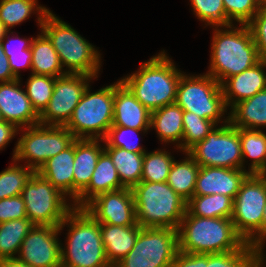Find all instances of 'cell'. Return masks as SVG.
<instances>
[{"label": "cell", "instance_id": "1", "mask_svg": "<svg viewBox=\"0 0 266 267\" xmlns=\"http://www.w3.org/2000/svg\"><path fill=\"white\" fill-rule=\"evenodd\" d=\"M70 228L61 246V267H112L106 257L100 223L84 208L73 207L59 225Z\"/></svg>", "mask_w": 266, "mask_h": 267}, {"label": "cell", "instance_id": "2", "mask_svg": "<svg viewBox=\"0 0 266 267\" xmlns=\"http://www.w3.org/2000/svg\"><path fill=\"white\" fill-rule=\"evenodd\" d=\"M182 74L163 50L148 62L142 63L138 71L122 78L121 81L137 100L152 112L175 103L177 86Z\"/></svg>", "mask_w": 266, "mask_h": 267}, {"label": "cell", "instance_id": "3", "mask_svg": "<svg viewBox=\"0 0 266 267\" xmlns=\"http://www.w3.org/2000/svg\"><path fill=\"white\" fill-rule=\"evenodd\" d=\"M239 26L241 27H234L233 24L227 27L220 26V30L218 27L214 29L211 62L206 73L220 84L261 60L248 25Z\"/></svg>", "mask_w": 266, "mask_h": 267}, {"label": "cell", "instance_id": "4", "mask_svg": "<svg viewBox=\"0 0 266 267\" xmlns=\"http://www.w3.org/2000/svg\"><path fill=\"white\" fill-rule=\"evenodd\" d=\"M179 251L213 254L240 249L246 242L231 218L184 215L178 228Z\"/></svg>", "mask_w": 266, "mask_h": 267}, {"label": "cell", "instance_id": "5", "mask_svg": "<svg viewBox=\"0 0 266 267\" xmlns=\"http://www.w3.org/2000/svg\"><path fill=\"white\" fill-rule=\"evenodd\" d=\"M132 192L136 221L140 227L178 230L187 202L167 182L140 181Z\"/></svg>", "mask_w": 266, "mask_h": 267}, {"label": "cell", "instance_id": "6", "mask_svg": "<svg viewBox=\"0 0 266 267\" xmlns=\"http://www.w3.org/2000/svg\"><path fill=\"white\" fill-rule=\"evenodd\" d=\"M40 30L51 41L62 67L68 68L67 73L98 78L101 66L100 52L69 24L49 11Z\"/></svg>", "mask_w": 266, "mask_h": 267}, {"label": "cell", "instance_id": "7", "mask_svg": "<svg viewBox=\"0 0 266 267\" xmlns=\"http://www.w3.org/2000/svg\"><path fill=\"white\" fill-rule=\"evenodd\" d=\"M115 82L91 93L88 85L65 127L76 139H103L113 125Z\"/></svg>", "mask_w": 266, "mask_h": 267}, {"label": "cell", "instance_id": "8", "mask_svg": "<svg viewBox=\"0 0 266 267\" xmlns=\"http://www.w3.org/2000/svg\"><path fill=\"white\" fill-rule=\"evenodd\" d=\"M266 205V175L250 174L233 202L231 220L245 242L263 244V212Z\"/></svg>", "mask_w": 266, "mask_h": 267}, {"label": "cell", "instance_id": "9", "mask_svg": "<svg viewBox=\"0 0 266 267\" xmlns=\"http://www.w3.org/2000/svg\"><path fill=\"white\" fill-rule=\"evenodd\" d=\"M13 150V160L27 162L35 172L50 158L68 148L76 139L65 126L41 125L22 128Z\"/></svg>", "mask_w": 266, "mask_h": 267}, {"label": "cell", "instance_id": "10", "mask_svg": "<svg viewBox=\"0 0 266 267\" xmlns=\"http://www.w3.org/2000/svg\"><path fill=\"white\" fill-rule=\"evenodd\" d=\"M175 103L183 111L212 120L217 125L227 112L221 84L207 73L200 76L182 74Z\"/></svg>", "mask_w": 266, "mask_h": 267}, {"label": "cell", "instance_id": "11", "mask_svg": "<svg viewBox=\"0 0 266 267\" xmlns=\"http://www.w3.org/2000/svg\"><path fill=\"white\" fill-rule=\"evenodd\" d=\"M178 252V230L141 227L131 251L113 267H171Z\"/></svg>", "mask_w": 266, "mask_h": 267}, {"label": "cell", "instance_id": "12", "mask_svg": "<svg viewBox=\"0 0 266 267\" xmlns=\"http://www.w3.org/2000/svg\"><path fill=\"white\" fill-rule=\"evenodd\" d=\"M21 196L27 218L34 225L59 227L73 208L72 203H67L69 199L38 172L27 181Z\"/></svg>", "mask_w": 266, "mask_h": 267}, {"label": "cell", "instance_id": "13", "mask_svg": "<svg viewBox=\"0 0 266 267\" xmlns=\"http://www.w3.org/2000/svg\"><path fill=\"white\" fill-rule=\"evenodd\" d=\"M222 123L223 126L213 128L204 140L187 153L199 166L243 170L239 128L230 123L229 116Z\"/></svg>", "mask_w": 266, "mask_h": 267}, {"label": "cell", "instance_id": "14", "mask_svg": "<svg viewBox=\"0 0 266 267\" xmlns=\"http://www.w3.org/2000/svg\"><path fill=\"white\" fill-rule=\"evenodd\" d=\"M92 79L95 77L70 73L57 77L52 97L39 115V124L65 126Z\"/></svg>", "mask_w": 266, "mask_h": 267}, {"label": "cell", "instance_id": "15", "mask_svg": "<svg viewBox=\"0 0 266 267\" xmlns=\"http://www.w3.org/2000/svg\"><path fill=\"white\" fill-rule=\"evenodd\" d=\"M58 226L34 225L22 241L18 259L32 267H61Z\"/></svg>", "mask_w": 266, "mask_h": 267}, {"label": "cell", "instance_id": "16", "mask_svg": "<svg viewBox=\"0 0 266 267\" xmlns=\"http://www.w3.org/2000/svg\"><path fill=\"white\" fill-rule=\"evenodd\" d=\"M84 209L100 224L133 226L137 223L131 188L100 194L92 199Z\"/></svg>", "mask_w": 266, "mask_h": 267}, {"label": "cell", "instance_id": "17", "mask_svg": "<svg viewBox=\"0 0 266 267\" xmlns=\"http://www.w3.org/2000/svg\"><path fill=\"white\" fill-rule=\"evenodd\" d=\"M20 79L0 82V113L4 121L13 123L19 130L39 124V114L33 108Z\"/></svg>", "mask_w": 266, "mask_h": 267}, {"label": "cell", "instance_id": "18", "mask_svg": "<svg viewBox=\"0 0 266 267\" xmlns=\"http://www.w3.org/2000/svg\"><path fill=\"white\" fill-rule=\"evenodd\" d=\"M249 175L247 170L200 166L194 195L223 194L234 200Z\"/></svg>", "mask_w": 266, "mask_h": 267}, {"label": "cell", "instance_id": "19", "mask_svg": "<svg viewBox=\"0 0 266 267\" xmlns=\"http://www.w3.org/2000/svg\"><path fill=\"white\" fill-rule=\"evenodd\" d=\"M266 60L245 71L227 78L222 84V92L226 107H233L238 102L253 97L266 89Z\"/></svg>", "mask_w": 266, "mask_h": 267}, {"label": "cell", "instance_id": "20", "mask_svg": "<svg viewBox=\"0 0 266 267\" xmlns=\"http://www.w3.org/2000/svg\"><path fill=\"white\" fill-rule=\"evenodd\" d=\"M151 112L121 81L115 83L113 125L136 130L150 129Z\"/></svg>", "mask_w": 266, "mask_h": 267}, {"label": "cell", "instance_id": "21", "mask_svg": "<svg viewBox=\"0 0 266 267\" xmlns=\"http://www.w3.org/2000/svg\"><path fill=\"white\" fill-rule=\"evenodd\" d=\"M103 139H75L73 165V202L89 185L98 158L104 151Z\"/></svg>", "mask_w": 266, "mask_h": 267}, {"label": "cell", "instance_id": "22", "mask_svg": "<svg viewBox=\"0 0 266 267\" xmlns=\"http://www.w3.org/2000/svg\"><path fill=\"white\" fill-rule=\"evenodd\" d=\"M125 188L118 177L110 155L104 150L98 158L89 185L73 202V207L84 208L96 196Z\"/></svg>", "mask_w": 266, "mask_h": 267}, {"label": "cell", "instance_id": "23", "mask_svg": "<svg viewBox=\"0 0 266 267\" xmlns=\"http://www.w3.org/2000/svg\"><path fill=\"white\" fill-rule=\"evenodd\" d=\"M74 142L48 159L37 171L66 197L73 201Z\"/></svg>", "mask_w": 266, "mask_h": 267}, {"label": "cell", "instance_id": "24", "mask_svg": "<svg viewBox=\"0 0 266 267\" xmlns=\"http://www.w3.org/2000/svg\"><path fill=\"white\" fill-rule=\"evenodd\" d=\"M101 238L106 257L113 267L123 259L133 248L141 227L100 224Z\"/></svg>", "mask_w": 266, "mask_h": 267}, {"label": "cell", "instance_id": "25", "mask_svg": "<svg viewBox=\"0 0 266 267\" xmlns=\"http://www.w3.org/2000/svg\"><path fill=\"white\" fill-rule=\"evenodd\" d=\"M229 121L236 128L260 130L266 127V89L230 108Z\"/></svg>", "mask_w": 266, "mask_h": 267}, {"label": "cell", "instance_id": "26", "mask_svg": "<svg viewBox=\"0 0 266 267\" xmlns=\"http://www.w3.org/2000/svg\"><path fill=\"white\" fill-rule=\"evenodd\" d=\"M183 113L184 111L176 103L151 112L150 128L156 130L162 142H177V149L182 144Z\"/></svg>", "mask_w": 266, "mask_h": 267}, {"label": "cell", "instance_id": "27", "mask_svg": "<svg viewBox=\"0 0 266 267\" xmlns=\"http://www.w3.org/2000/svg\"><path fill=\"white\" fill-rule=\"evenodd\" d=\"M31 51V71L33 74L56 78L67 74L51 41L42 31L33 39Z\"/></svg>", "mask_w": 266, "mask_h": 267}, {"label": "cell", "instance_id": "28", "mask_svg": "<svg viewBox=\"0 0 266 267\" xmlns=\"http://www.w3.org/2000/svg\"><path fill=\"white\" fill-rule=\"evenodd\" d=\"M116 167L121 184L133 188L141 181L144 153H134L123 148L104 147Z\"/></svg>", "mask_w": 266, "mask_h": 267}, {"label": "cell", "instance_id": "29", "mask_svg": "<svg viewBox=\"0 0 266 267\" xmlns=\"http://www.w3.org/2000/svg\"><path fill=\"white\" fill-rule=\"evenodd\" d=\"M184 160L173 161L167 183L186 202L194 196L199 164L188 154Z\"/></svg>", "mask_w": 266, "mask_h": 267}, {"label": "cell", "instance_id": "30", "mask_svg": "<svg viewBox=\"0 0 266 267\" xmlns=\"http://www.w3.org/2000/svg\"><path fill=\"white\" fill-rule=\"evenodd\" d=\"M234 200L223 194L194 195L186 204L185 215L231 218Z\"/></svg>", "mask_w": 266, "mask_h": 267}, {"label": "cell", "instance_id": "31", "mask_svg": "<svg viewBox=\"0 0 266 267\" xmlns=\"http://www.w3.org/2000/svg\"><path fill=\"white\" fill-rule=\"evenodd\" d=\"M239 136L243 157V170L245 158H251L250 174L266 175V134L262 130L240 128Z\"/></svg>", "mask_w": 266, "mask_h": 267}, {"label": "cell", "instance_id": "32", "mask_svg": "<svg viewBox=\"0 0 266 267\" xmlns=\"http://www.w3.org/2000/svg\"><path fill=\"white\" fill-rule=\"evenodd\" d=\"M34 11L38 13L37 21L41 28L50 10L37 5V0H0V20L8 30L25 21Z\"/></svg>", "mask_w": 266, "mask_h": 267}, {"label": "cell", "instance_id": "33", "mask_svg": "<svg viewBox=\"0 0 266 267\" xmlns=\"http://www.w3.org/2000/svg\"><path fill=\"white\" fill-rule=\"evenodd\" d=\"M33 226L28 218L0 223V260L15 258L14 255L18 254L23 239Z\"/></svg>", "mask_w": 266, "mask_h": 267}, {"label": "cell", "instance_id": "34", "mask_svg": "<svg viewBox=\"0 0 266 267\" xmlns=\"http://www.w3.org/2000/svg\"><path fill=\"white\" fill-rule=\"evenodd\" d=\"M207 267H259V247L246 242L238 250L207 254Z\"/></svg>", "mask_w": 266, "mask_h": 267}, {"label": "cell", "instance_id": "35", "mask_svg": "<svg viewBox=\"0 0 266 267\" xmlns=\"http://www.w3.org/2000/svg\"><path fill=\"white\" fill-rule=\"evenodd\" d=\"M183 138L179 147L187 153L193 146L205 139V137L217 126L212 120L199 117L192 112L183 113Z\"/></svg>", "mask_w": 266, "mask_h": 267}, {"label": "cell", "instance_id": "36", "mask_svg": "<svg viewBox=\"0 0 266 267\" xmlns=\"http://www.w3.org/2000/svg\"><path fill=\"white\" fill-rule=\"evenodd\" d=\"M174 157L170 153L160 150L145 152L142 165L141 181L167 182Z\"/></svg>", "mask_w": 266, "mask_h": 267}, {"label": "cell", "instance_id": "37", "mask_svg": "<svg viewBox=\"0 0 266 267\" xmlns=\"http://www.w3.org/2000/svg\"><path fill=\"white\" fill-rule=\"evenodd\" d=\"M14 164L0 172V200L22 193L25 184L35 172L33 169L25 165Z\"/></svg>", "mask_w": 266, "mask_h": 267}, {"label": "cell", "instance_id": "38", "mask_svg": "<svg viewBox=\"0 0 266 267\" xmlns=\"http://www.w3.org/2000/svg\"><path fill=\"white\" fill-rule=\"evenodd\" d=\"M56 77L31 73L26 84V94L33 108L40 115L47 107L54 89Z\"/></svg>", "mask_w": 266, "mask_h": 267}, {"label": "cell", "instance_id": "39", "mask_svg": "<svg viewBox=\"0 0 266 267\" xmlns=\"http://www.w3.org/2000/svg\"><path fill=\"white\" fill-rule=\"evenodd\" d=\"M190 2L195 15L205 22V25H212L213 28L233 25L226 16L223 0H190Z\"/></svg>", "mask_w": 266, "mask_h": 267}, {"label": "cell", "instance_id": "40", "mask_svg": "<svg viewBox=\"0 0 266 267\" xmlns=\"http://www.w3.org/2000/svg\"><path fill=\"white\" fill-rule=\"evenodd\" d=\"M140 131L145 134L148 130H136L130 127H122L119 125H112L103 138L104 147H117L123 148L127 151L134 153H145L146 150L142 148L136 141H129L128 136L131 138L134 134H139Z\"/></svg>", "mask_w": 266, "mask_h": 267}, {"label": "cell", "instance_id": "41", "mask_svg": "<svg viewBox=\"0 0 266 267\" xmlns=\"http://www.w3.org/2000/svg\"><path fill=\"white\" fill-rule=\"evenodd\" d=\"M223 5L228 20L241 25H247L260 9L255 0H223Z\"/></svg>", "mask_w": 266, "mask_h": 267}, {"label": "cell", "instance_id": "42", "mask_svg": "<svg viewBox=\"0 0 266 267\" xmlns=\"http://www.w3.org/2000/svg\"><path fill=\"white\" fill-rule=\"evenodd\" d=\"M247 25L252 33L260 59L266 60V6L260 7Z\"/></svg>", "mask_w": 266, "mask_h": 267}, {"label": "cell", "instance_id": "43", "mask_svg": "<svg viewBox=\"0 0 266 267\" xmlns=\"http://www.w3.org/2000/svg\"><path fill=\"white\" fill-rule=\"evenodd\" d=\"M23 218H27V215L21 194L0 200V223Z\"/></svg>", "mask_w": 266, "mask_h": 267}, {"label": "cell", "instance_id": "44", "mask_svg": "<svg viewBox=\"0 0 266 267\" xmlns=\"http://www.w3.org/2000/svg\"><path fill=\"white\" fill-rule=\"evenodd\" d=\"M171 267H207V254L184 253L179 251Z\"/></svg>", "mask_w": 266, "mask_h": 267}, {"label": "cell", "instance_id": "45", "mask_svg": "<svg viewBox=\"0 0 266 267\" xmlns=\"http://www.w3.org/2000/svg\"><path fill=\"white\" fill-rule=\"evenodd\" d=\"M31 56H32V51L30 48L23 50L22 53L10 54V56L8 57L10 68L13 72V75L17 79H21L19 75L20 68L27 67L31 70Z\"/></svg>", "mask_w": 266, "mask_h": 267}, {"label": "cell", "instance_id": "46", "mask_svg": "<svg viewBox=\"0 0 266 267\" xmlns=\"http://www.w3.org/2000/svg\"><path fill=\"white\" fill-rule=\"evenodd\" d=\"M8 33L13 34V32H11L9 30L6 33L4 39L1 41L2 45H3L4 52H5L7 57H9L10 54L22 53L23 50L31 48V44H32L34 37H32L30 39H25V38H20V37L16 38L15 37L16 41L13 40L14 41L13 42L12 39H10V40L8 39L9 38ZM6 39H8V40H6ZM17 39H18V41H17ZM16 42H18V44ZM14 43H16L17 45L16 44L14 45Z\"/></svg>", "mask_w": 266, "mask_h": 267}, {"label": "cell", "instance_id": "47", "mask_svg": "<svg viewBox=\"0 0 266 267\" xmlns=\"http://www.w3.org/2000/svg\"><path fill=\"white\" fill-rule=\"evenodd\" d=\"M18 131L19 129L13 123L0 121V150H3L13 137L15 138Z\"/></svg>", "mask_w": 266, "mask_h": 267}, {"label": "cell", "instance_id": "48", "mask_svg": "<svg viewBox=\"0 0 266 267\" xmlns=\"http://www.w3.org/2000/svg\"><path fill=\"white\" fill-rule=\"evenodd\" d=\"M17 79L10 68L8 57L6 56L2 42L0 41V82H9Z\"/></svg>", "mask_w": 266, "mask_h": 267}, {"label": "cell", "instance_id": "49", "mask_svg": "<svg viewBox=\"0 0 266 267\" xmlns=\"http://www.w3.org/2000/svg\"><path fill=\"white\" fill-rule=\"evenodd\" d=\"M0 267H32L22 262L17 257L15 258H5L0 260Z\"/></svg>", "mask_w": 266, "mask_h": 267}, {"label": "cell", "instance_id": "50", "mask_svg": "<svg viewBox=\"0 0 266 267\" xmlns=\"http://www.w3.org/2000/svg\"><path fill=\"white\" fill-rule=\"evenodd\" d=\"M264 212H263V244L259 247V267H264L265 265L264 262V257L265 255L263 254V246L265 245V240H266V205L264 207Z\"/></svg>", "mask_w": 266, "mask_h": 267}, {"label": "cell", "instance_id": "51", "mask_svg": "<svg viewBox=\"0 0 266 267\" xmlns=\"http://www.w3.org/2000/svg\"><path fill=\"white\" fill-rule=\"evenodd\" d=\"M9 30L4 26L0 20V41H2Z\"/></svg>", "mask_w": 266, "mask_h": 267}, {"label": "cell", "instance_id": "52", "mask_svg": "<svg viewBox=\"0 0 266 267\" xmlns=\"http://www.w3.org/2000/svg\"><path fill=\"white\" fill-rule=\"evenodd\" d=\"M255 2L260 6H266V0H255Z\"/></svg>", "mask_w": 266, "mask_h": 267}]
</instances>
